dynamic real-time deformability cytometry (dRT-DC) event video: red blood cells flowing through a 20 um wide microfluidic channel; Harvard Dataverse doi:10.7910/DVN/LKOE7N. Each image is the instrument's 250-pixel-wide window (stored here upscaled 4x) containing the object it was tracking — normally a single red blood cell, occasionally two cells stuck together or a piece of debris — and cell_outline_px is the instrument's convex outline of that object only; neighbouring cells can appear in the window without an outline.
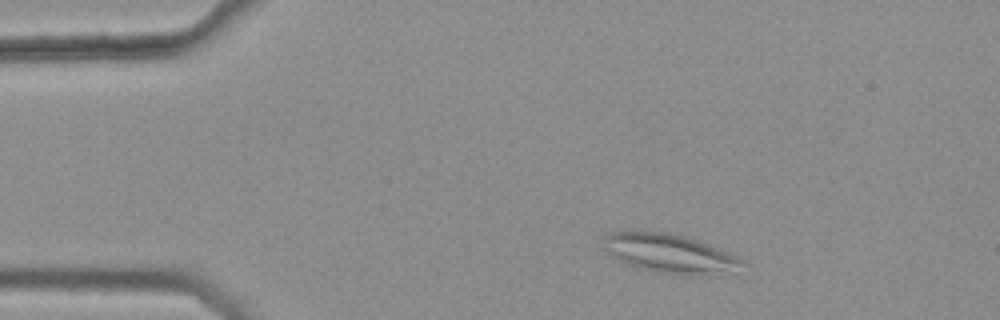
{"species": "common noctule bat (a hibernating species)", "species_latin": "Nyctalus noctula", "temperature_condition": "warm", "stored_images_in_passage": 36, "camera_frame_rate_fps": 3000, "um_per_image_px": 0.085, "animal": {"sex": "female", "body_mass_g": 25.1}, "frame": {"image": 1, "passage_image": 1, "time_ms": 0.0, "image_size_px": [1000, 320], "cell_outline_px": [[744, 260], [736, 272], [692, 276], [656, 272], [640, 268], [628, 264], [612, 256], [604, 248], [604, 236], [612, 232], [636, 228], [668, 232], [684, 236], [720, 248]], "centroid_in_image_um": [56.9, 21.51], "position_along_channel_um": 28.1, "area_um2": 32.02}}
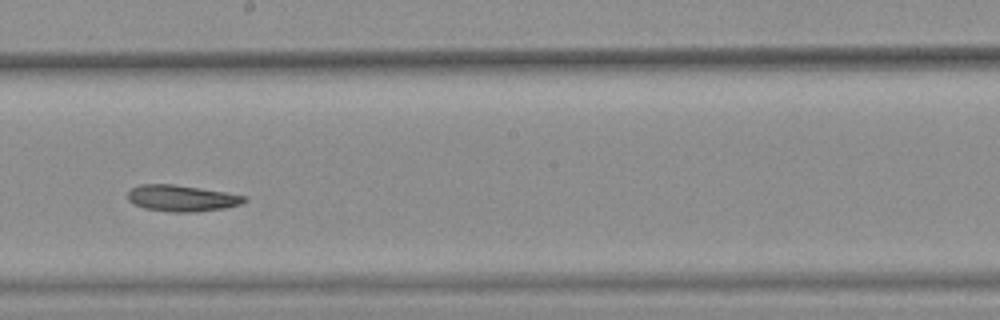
{"frame": {"image": 2, "passage_image": 22, "time_ms": 7.0, "image_size_px": [1000, 320], "cell_outline_px": [[248, 200], [240, 204], [224, 208], [196, 212], [172, 212], [144, 208], [132, 204], [128, 200], [128, 192], [132, 188], [140, 184], [172, 184], [200, 188], [248, 196]], "centroid_in_image_um": [15.44, 16.85], "position_along_channel_um": 232.8, "area_um2": 17.92}}
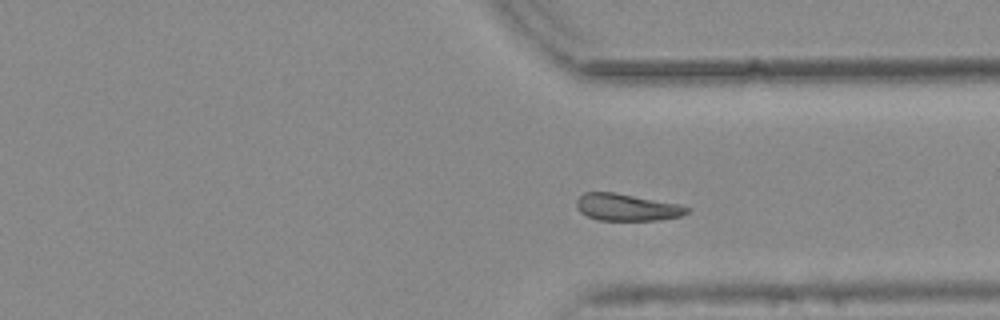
{"frame": {"image": 3, "passage_image": 32, "time_ms": 10.333, "image_size_px": [1000, 320], "cell_outline_px": [[688, 212], [680, 216], [660, 220], [596, 220], [580, 212], [576, 208], [576, 200], [584, 192], [612, 192], [680, 204], [688, 208]], "centroid_in_image_um": [53.24, 17.62], "position_along_channel_um": 358.2, "area_um2": 17.28}}